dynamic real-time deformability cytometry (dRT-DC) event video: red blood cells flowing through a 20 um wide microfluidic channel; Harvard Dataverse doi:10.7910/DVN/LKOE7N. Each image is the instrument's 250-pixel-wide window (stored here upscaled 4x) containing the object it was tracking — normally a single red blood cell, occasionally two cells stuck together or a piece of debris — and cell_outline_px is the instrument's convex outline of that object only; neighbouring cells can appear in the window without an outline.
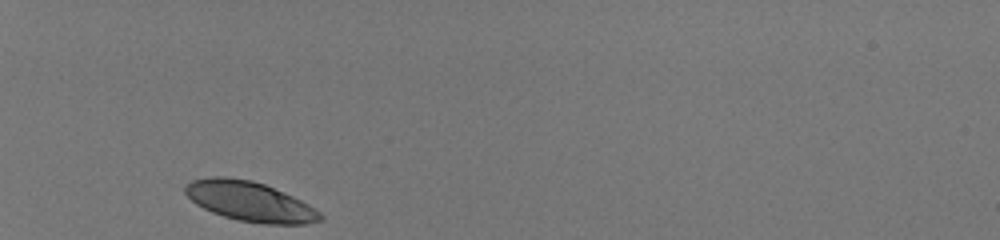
{"species": "human", "species_latin": "Homo sapiens", "temperature_condition": "room temperature", "stored_images_in_passage": 30, "camera_frame_rate_fps": 3000, "um_per_image_px": 0.085, "donor": {"sex": "male"}, "frame": {"image": 1, "passage_image": 1, "time_ms": 0.0, "image_size_px": [1000, 240], "cell_outline_px": [[324, 220], [308, 224], [264, 224], [240, 220], [224, 216], [212, 212], [196, 204], [184, 192], [184, 188], [192, 180], [208, 176], [224, 176], [252, 180], [264, 184], [292, 196], [308, 204], [320, 212], [324, 216]], "centroid_in_image_um": [21.25, 17.12], "position_along_channel_um": 63.7, "area_um2": 31.21}}
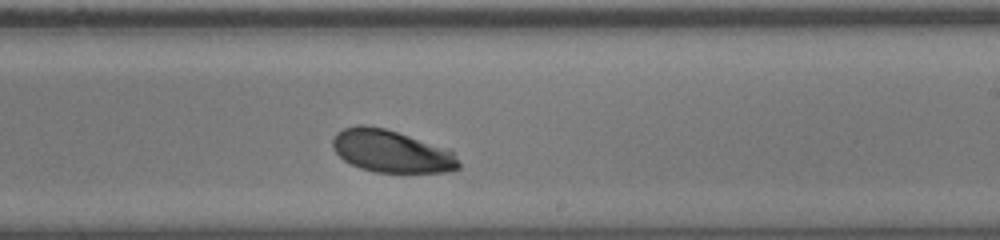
{"frame": {"image": 2, "passage_image": 18, "time_ms": 5.667, "image_size_px": [1000, 240], "cell_outline_px": [[460, 168], [448, 172], [376, 172], [360, 168], [344, 160], [332, 148], [332, 140], [336, 132], [344, 128], [356, 124], [364, 124], [384, 128], [448, 148], [452, 152], [460, 164]], "centroid_in_image_um": [33.24, 12.85], "position_along_channel_um": 255.8, "area_um2": 31.15}}
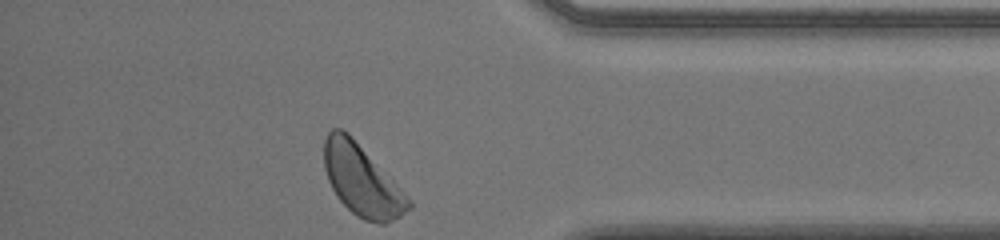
{"frame": {"image": 3, "passage_image": 30, "time_ms": 9.667, "image_size_px": [1000, 240], "cell_outline_px": [[412, 208], [400, 216], [384, 224], [380, 224], [364, 220], [356, 216], [336, 196], [328, 180], [324, 168], [324, 140], [328, 132], [332, 128], [340, 128], [348, 132], [412, 200]], "centroid_in_image_um": [30.75, 15.34], "position_along_channel_um": 404.4, "area_um2": 34.85}, "authors_computed_cell_mechanics": {"area_um2": 31.7322, "velocity_mm_per_s": 3.9415, "shape_relaxation_time_tau1_ms": 0.8703, "shape_relaxation_time_tau2_ms": null, "deformation_change_tau1": 0.0889, "deformation_change_tau2": null}}